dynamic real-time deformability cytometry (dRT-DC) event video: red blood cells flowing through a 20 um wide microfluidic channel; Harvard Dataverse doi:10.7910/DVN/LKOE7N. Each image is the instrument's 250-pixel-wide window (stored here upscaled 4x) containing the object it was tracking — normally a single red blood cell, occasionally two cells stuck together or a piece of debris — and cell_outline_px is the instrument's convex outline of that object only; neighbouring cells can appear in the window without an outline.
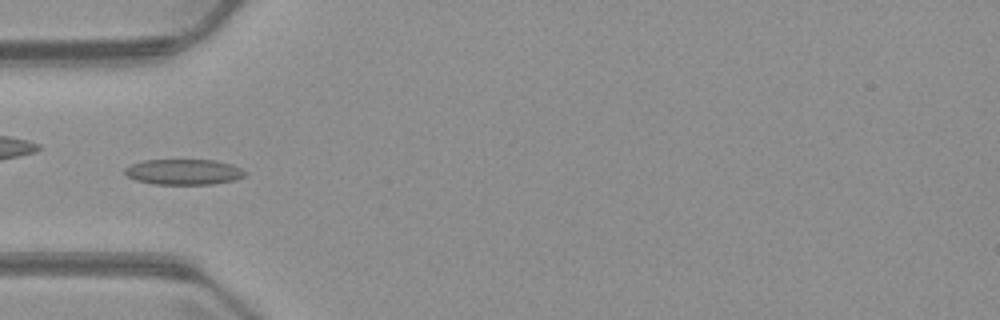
{"species": "common noctule bat (a hibernating species)", "species_latin": "Nyctalus noctula", "temperature_condition": "warm", "stored_images_in_passage": 5, "camera_frame_rate_fps": 3000, "um_per_image_px": 0.085, "animal": {"sex": "male", "body_mass_g": 23.1, "forearm_length_mm": 52.7}, "frame": {"image": 1, "passage_image": 5, "time_ms": 4.667, "image_size_px": [1000, 320], "cell_outline_px": [[248, 172], [244, 176], [236, 180], [212, 184], [152, 184], [136, 180], [128, 176], [124, 172], [124, 168], [132, 164], [144, 160], [216, 160], [232, 164]], "centroid_in_image_um": [15.64, 14.61], "position_along_channel_um": 69.4, "area_um2": 17.98}}